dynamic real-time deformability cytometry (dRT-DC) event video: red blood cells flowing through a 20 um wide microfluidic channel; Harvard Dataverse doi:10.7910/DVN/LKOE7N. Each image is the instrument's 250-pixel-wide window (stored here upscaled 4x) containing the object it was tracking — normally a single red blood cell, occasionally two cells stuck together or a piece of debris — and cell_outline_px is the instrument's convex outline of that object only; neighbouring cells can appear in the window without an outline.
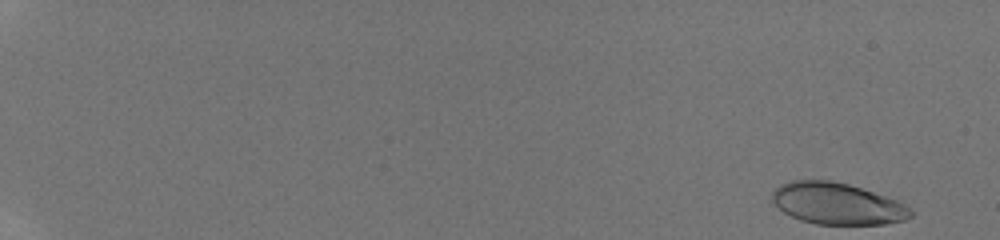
{"species": "human", "species_latin": "Homo sapiens", "temperature_condition": "room temperature", "stored_images_in_passage": 51, "camera_frame_rate_fps": 3000, "um_per_image_px": 0.085, "donor": {"sex": "male"}, "frame": {"image": 1, "passage_image": 1, "time_ms": 0.0, "image_size_px": [1000, 240], "cell_outline_px": [[912, 216], [904, 220], [884, 224], [816, 224], [800, 220], [784, 212], [772, 200], [772, 192], [780, 184], [792, 180], [832, 180], [848, 184], [896, 200], [904, 204], [912, 212]], "centroid_in_image_um": [71.14, 17.3], "position_along_channel_um": 13.9, "area_um2": 33.23}}
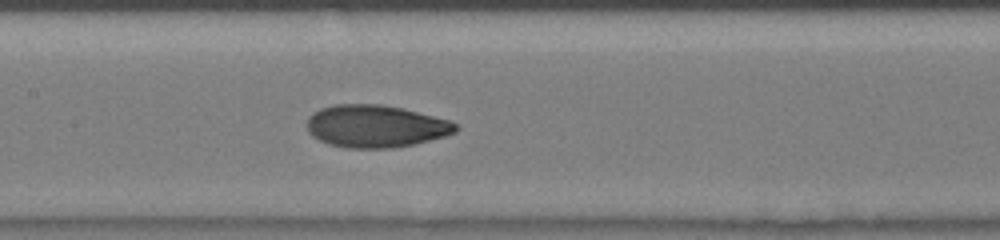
{"frame": {"image": 2, "passage_image": 28, "time_ms": 9.0, "image_size_px": [1000, 240], "cell_outline_px": [[460, 128], [456, 132], [444, 136], [412, 144], [392, 148], [344, 148], [328, 144], [312, 136], [308, 132], [308, 116], [312, 112], [320, 108], [336, 104], [380, 104], [400, 108], [448, 120], [456, 124]], "centroid_in_image_um": [31.88, 10.73], "position_along_channel_um": 175.5, "area_um2": 36.59}}
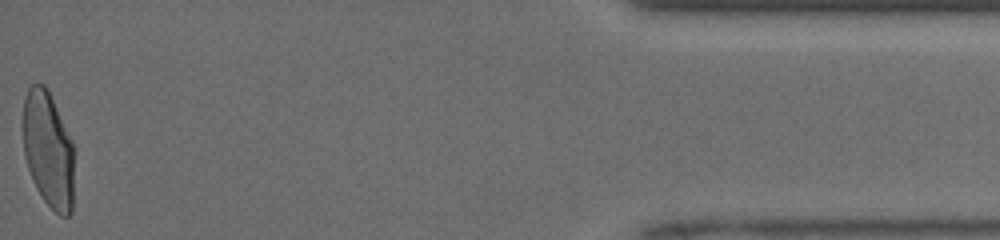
{"frame": {"image": 3, "passage_image": 51, "time_ms": 16.667, "image_size_px": [1000, 240], "cell_outline_px": [[76, 152], [72, 212], [68, 216], [60, 216], [44, 200], [36, 188], [32, 180], [24, 156], [20, 128], [24, 96], [28, 88], [32, 84], [44, 84], [48, 88], [76, 148]], "centroid_in_image_um": [4.1, 12.69], "position_along_channel_um": 431.1, "area_um2": 36.3}, "authors_computed_cell_mechanics": {"area_um2": 35.3158, "velocity_mm_per_s": 4.1998, "shape_relaxation_time_tau1_ms": 3.6039, "shape_relaxation_time_tau2_ms": 1.0411, "deformation_change_tau1": 0.1854, "deformation_change_tau2": 0.0538}}